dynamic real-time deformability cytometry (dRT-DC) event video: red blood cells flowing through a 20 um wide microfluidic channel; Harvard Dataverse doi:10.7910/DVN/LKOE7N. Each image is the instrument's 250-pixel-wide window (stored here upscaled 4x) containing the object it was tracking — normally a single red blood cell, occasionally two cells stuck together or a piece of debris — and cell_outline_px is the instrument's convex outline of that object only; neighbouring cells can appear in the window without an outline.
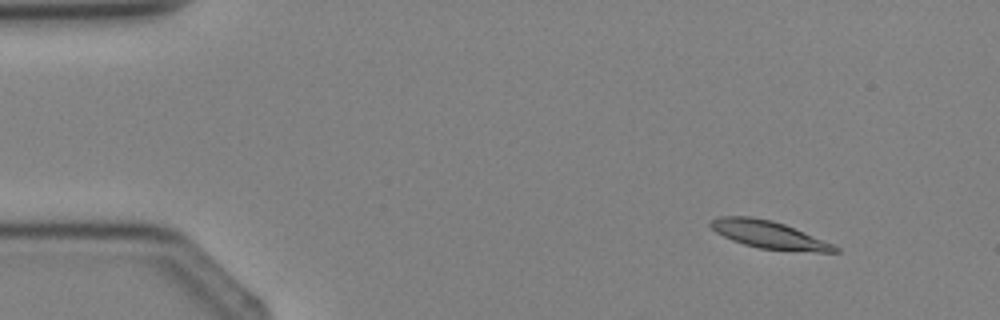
{"species": "Egyptian fruit bat (a non-hibernating species)", "species_latin": "Rousettus aegyptiacus", "temperature_condition": "cold", "stored_images_in_passage": 4, "camera_frame_rate_fps": 3000, "um_per_image_px": 0.085, "animal": {"sex": "female"}, "frame": {"image": 1, "passage_image": 2, "time_ms": 1.0, "image_size_px": [1000, 320], "cell_outline_px": [[840, 252], [816, 252], [760, 248], [744, 244], [732, 240], [716, 232], [708, 224], [712, 220], [720, 216], [752, 216], [772, 220], [784, 224], [804, 232], [832, 244], [840, 248]], "centroid_in_image_um": [65.34, 19.94], "position_along_channel_um": 19.7, "area_um2": 19.71}}